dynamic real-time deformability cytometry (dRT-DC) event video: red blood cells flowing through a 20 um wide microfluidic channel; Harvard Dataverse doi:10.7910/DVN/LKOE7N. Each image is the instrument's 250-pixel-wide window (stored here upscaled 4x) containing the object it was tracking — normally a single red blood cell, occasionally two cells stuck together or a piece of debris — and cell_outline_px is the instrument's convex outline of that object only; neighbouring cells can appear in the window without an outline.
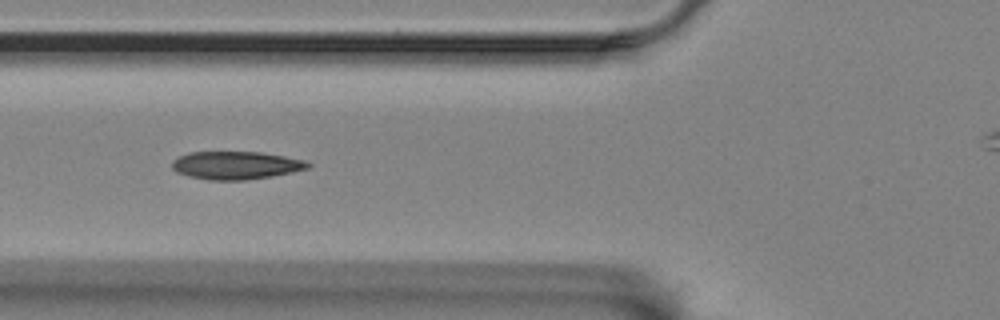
{"species": "Egyptian fruit bat (a non-hibernating species)", "species_latin": "Rousettus aegyptiacus", "temperature_condition": "room temperature", "stored_images_in_passage": 9, "camera_frame_rate_fps": 3000, "um_per_image_px": 0.085, "animal": {"sex": "female"}, "frame": {"image": 1, "passage_image": 6, "time_ms": 1.667, "image_size_px": [1000, 320], "cell_outline_px": [[312, 164], [308, 168], [292, 172], [272, 176], [248, 180], [208, 180], [188, 176], [176, 172], [172, 168], [172, 160], [188, 152], [260, 152], [284, 156], [304, 160]], "centroid_in_image_um": [20.03, 14.05], "position_along_channel_um": 105.8, "area_um2": 22.2}}